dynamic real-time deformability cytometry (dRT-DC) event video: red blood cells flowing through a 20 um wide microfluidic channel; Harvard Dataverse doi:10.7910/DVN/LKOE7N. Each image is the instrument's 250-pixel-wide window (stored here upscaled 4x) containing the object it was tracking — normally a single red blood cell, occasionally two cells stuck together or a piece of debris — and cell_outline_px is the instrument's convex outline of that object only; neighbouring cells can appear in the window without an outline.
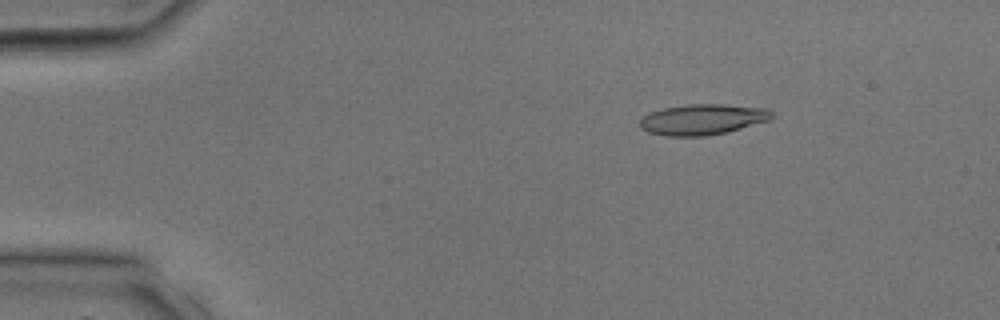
{"species": "common noctule bat (a hibernating species)", "species_latin": "Nyctalus noctula", "temperature_condition": "room temperature", "stored_images_in_passage": 2, "camera_frame_rate_fps": 3000, "um_per_image_px": 0.085, "animal": {"sex": "male", "body_mass_g": 17.9, "forearm_length_mm": 54.2}, "frame": {"image": 1, "passage_image": 2, "time_ms": 0.333, "image_size_px": [1000, 320], "cell_outline_px": [[772, 116], [768, 120], [728, 132], [704, 136], [664, 136], [648, 132], [640, 128], [640, 120], [644, 116], [652, 112], [664, 108], [688, 104], [720, 104], [768, 108], [772, 112]], "centroid_in_image_um": [59.71, 10.15], "position_along_channel_um": 25.3, "area_um2": 23.47}}